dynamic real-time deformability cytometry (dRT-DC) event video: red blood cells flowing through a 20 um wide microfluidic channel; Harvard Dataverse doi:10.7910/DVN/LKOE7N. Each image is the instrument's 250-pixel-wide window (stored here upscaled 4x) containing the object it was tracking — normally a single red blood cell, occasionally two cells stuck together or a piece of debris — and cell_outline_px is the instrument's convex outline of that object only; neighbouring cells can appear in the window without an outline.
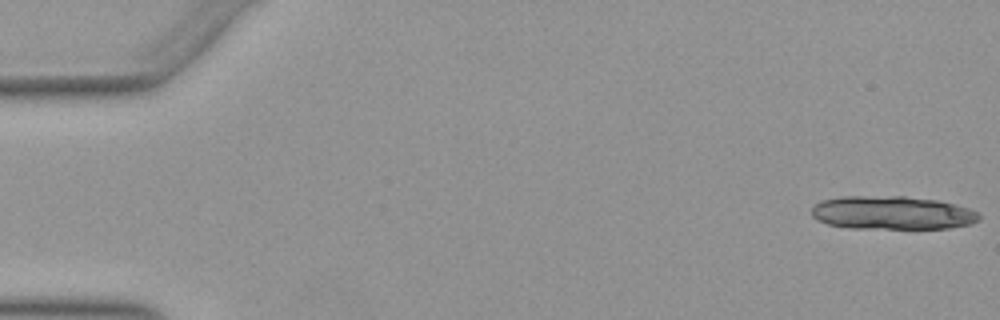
{"species": "Egyptian fruit bat (a non-hibernating species)", "species_latin": "Rousettus aegyptiacus", "temperature_condition": "warm", "stored_images_in_passage": 16, "camera_frame_rate_fps": 3000, "um_per_image_px": 0.085, "animal": {"sex": "female"}, "frame": {"image": 1, "passage_image": 1, "time_ms": 0.0, "image_size_px": [1000, 320], "cell_outline_px": [[980, 220], [972, 224], [948, 228], [852, 228], [828, 224], [816, 220], [812, 216], [812, 208], [820, 200], [840, 196], [904, 196], [940, 200], [956, 204], [980, 212]], "centroid_in_image_um": [75.86, 18.08], "position_along_channel_um": 9.1, "area_um2": 32.95}}